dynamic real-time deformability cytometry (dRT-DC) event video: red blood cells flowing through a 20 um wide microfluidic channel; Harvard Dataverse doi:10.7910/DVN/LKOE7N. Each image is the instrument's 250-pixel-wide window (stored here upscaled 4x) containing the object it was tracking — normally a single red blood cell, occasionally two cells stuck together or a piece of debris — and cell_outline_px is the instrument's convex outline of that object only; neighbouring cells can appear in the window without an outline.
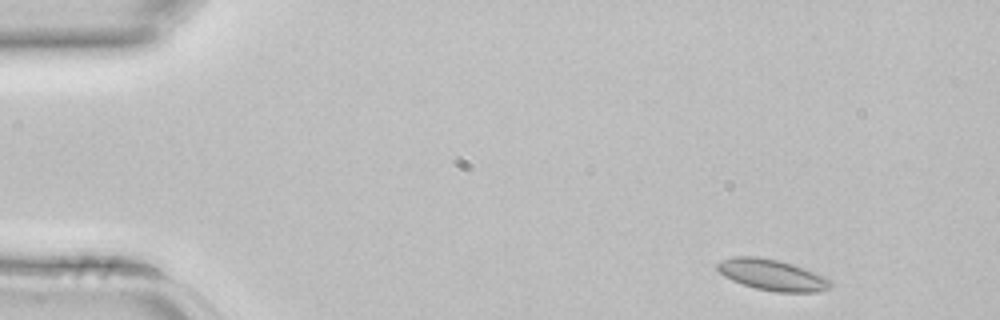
{"species": "common noctule bat (a hibernating species)", "species_latin": "Nyctalus noctula", "temperature_condition": "room temperature", "stored_images_in_passage": 4, "camera_frame_rate_fps": 3000, "um_per_image_px": 0.085, "animal": {"sex": "female", "body_mass_g": 22.7, "forearm_length_mm": 54.2}, "frame": {"image": 1, "passage_image": 1, "time_ms": 0.0, "image_size_px": [1000, 320], "cell_outline_px": [[832, 284], [828, 288], [820, 292], [776, 292], [756, 288], [732, 280], [724, 276], [716, 268], [716, 264], [720, 260], [732, 256], [760, 256], [792, 264], [804, 268], [824, 276], [832, 280]], "centroid_in_image_um": [65.62, 23.36], "position_along_channel_um": 19.4, "area_um2": 20.52}}